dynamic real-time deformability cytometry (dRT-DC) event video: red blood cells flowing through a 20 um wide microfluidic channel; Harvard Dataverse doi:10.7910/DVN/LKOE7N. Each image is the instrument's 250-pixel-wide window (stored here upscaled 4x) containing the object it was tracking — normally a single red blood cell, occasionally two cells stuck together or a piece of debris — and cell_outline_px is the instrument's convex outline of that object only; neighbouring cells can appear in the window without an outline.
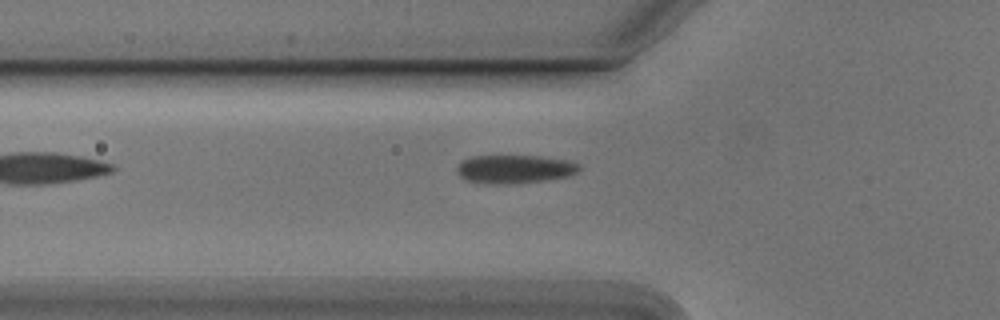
{"species": "Egyptian fruit bat (a non-hibernating species)", "species_latin": "Rousettus aegyptiacus", "temperature_condition": "cold", "stored_images_in_passage": 4, "camera_frame_rate_fps": 3000, "um_per_image_px": 0.085, "animal": {"sex": "male"}, "frame": {"image": 1, "passage_image": 2, "time_ms": 0.333, "image_size_px": [1000, 320], "cell_outline_px": [[580, 168], [576, 172], [568, 176], [544, 180], [512, 184], [488, 184], [464, 180], [456, 172], [456, 168], [464, 160], [472, 156], [540, 156], [564, 160], [580, 164]], "centroid_in_image_um": [43.7, 14.38], "position_along_channel_um": 82.1, "area_um2": 20.17}}